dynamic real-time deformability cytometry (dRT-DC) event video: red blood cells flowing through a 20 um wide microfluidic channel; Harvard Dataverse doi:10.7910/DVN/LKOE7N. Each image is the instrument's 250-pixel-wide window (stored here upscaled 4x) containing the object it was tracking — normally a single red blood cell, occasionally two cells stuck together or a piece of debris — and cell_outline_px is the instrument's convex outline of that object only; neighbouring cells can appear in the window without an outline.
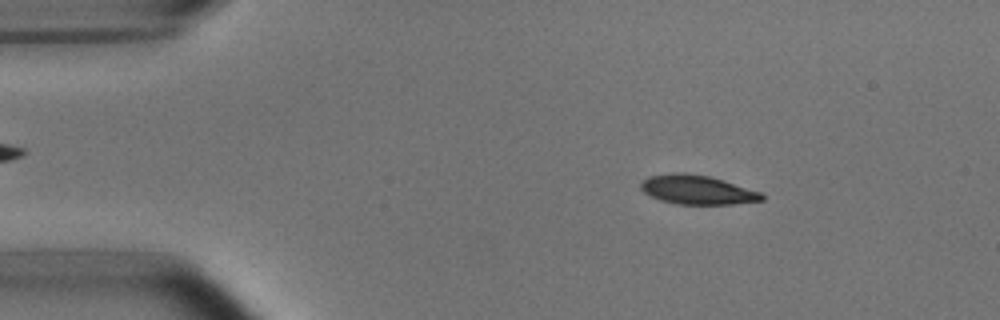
{"species": "common noctule bat (a hibernating species)", "species_latin": "Nyctalus noctula", "temperature_condition": "room temperature", "stored_images_in_passage": 52, "camera_frame_rate_fps": 3000, "um_per_image_px": 0.085, "animal": {"sex": "male", "body_mass_g": 15.6}, "frame": {"image": 1, "passage_image": 7, "time_ms": 2.0, "image_size_px": [1000, 320], "cell_outline_px": [[764, 200], [732, 204], [676, 204], [660, 200], [644, 192], [640, 188], [640, 184], [648, 176], [672, 172], [684, 172], [708, 176], [760, 192], [764, 196]], "centroid_in_image_um": [59.22, 16.13], "position_along_channel_um": 25.8, "area_um2": 20.35}}
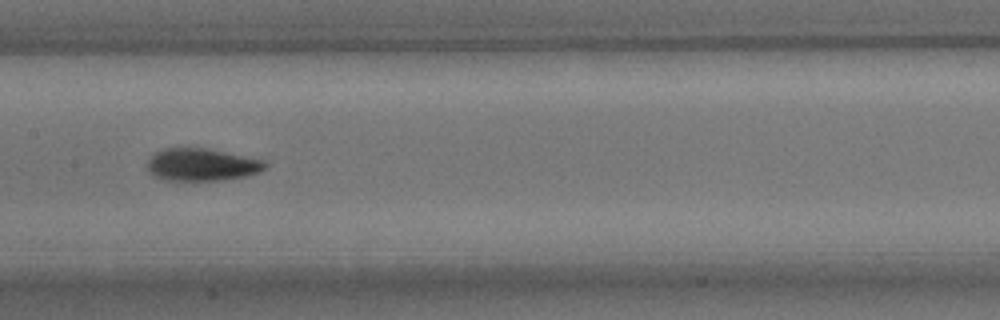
{"frame": {"image": 2, "passage_image": 25, "time_ms": 8.0, "image_size_px": [1000, 320], "cell_outline_px": [[268, 168], [260, 172], [244, 176], [220, 180], [160, 180], [152, 176], [148, 172], [148, 160], [156, 152], [164, 148], [204, 148], [264, 160], [268, 164]], "centroid_in_image_um": [17.14, 14.01], "position_along_channel_um": 190.3, "area_um2": 22.25}}
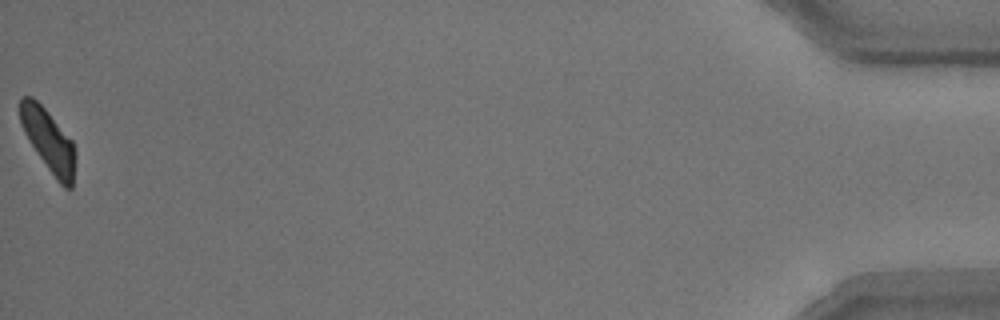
{"frame": {"image": 3, "passage_image": 52, "time_ms": 17.0, "image_size_px": [1000, 320], "cell_outline_px": [[76, 156], [72, 188], [64, 188], [56, 180], [24, 132], [20, 124], [20, 96], [32, 96], [48, 112], [72, 140], [76, 148]], "centroid_in_image_um": [4.15, 11.94], "position_along_channel_um": 431.1, "area_um2": 19.88}, "authors_computed_cell_mechanics": {"area_um2": 21.7906, "velocity_mm_per_s": 3.7534, "shape_relaxation_time_tau1_ms": 2.4075, "shape_relaxation_time_tau2_ms": 2.1149, "deformation_change_tau1": 0.1328, "deformation_change_tau2": 0.0635}}